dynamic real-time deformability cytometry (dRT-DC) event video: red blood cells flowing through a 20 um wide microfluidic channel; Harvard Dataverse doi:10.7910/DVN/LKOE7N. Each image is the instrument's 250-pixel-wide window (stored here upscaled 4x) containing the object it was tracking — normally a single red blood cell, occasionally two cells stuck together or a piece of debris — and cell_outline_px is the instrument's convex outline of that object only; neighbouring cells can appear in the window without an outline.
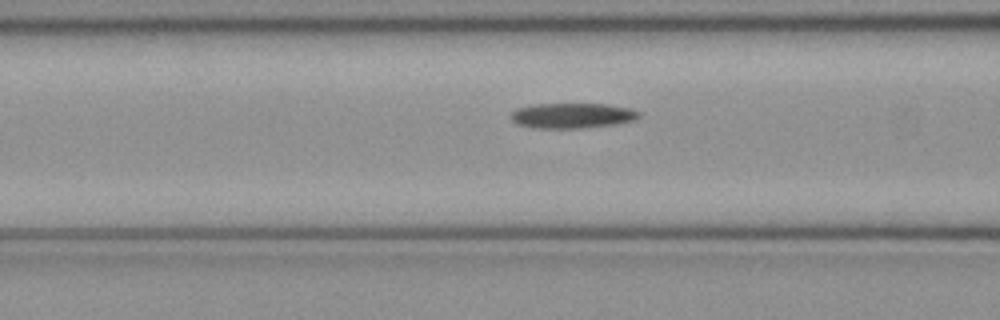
{"species": "common noctule bat (a hibernating species)", "species_latin": "Nyctalus noctula", "temperature_condition": "cold", "stored_images_in_passage": 46, "camera_frame_rate_fps": 3000, "um_per_image_px": 0.085, "animal": {"sex": "female", "body_mass_g": 21.9}, "frame": {"image": 1, "passage_image": 15, "time_ms": 4.667, "image_size_px": [1000, 320], "cell_outline_px": [[640, 116], [636, 120], [616, 124], [584, 128], [532, 128], [516, 124], [508, 116], [516, 108], [532, 104], [608, 104], [632, 108], [640, 112]], "centroid_in_image_um": [48.63, 9.83], "position_along_channel_um": 118.0, "area_um2": 19.19}}
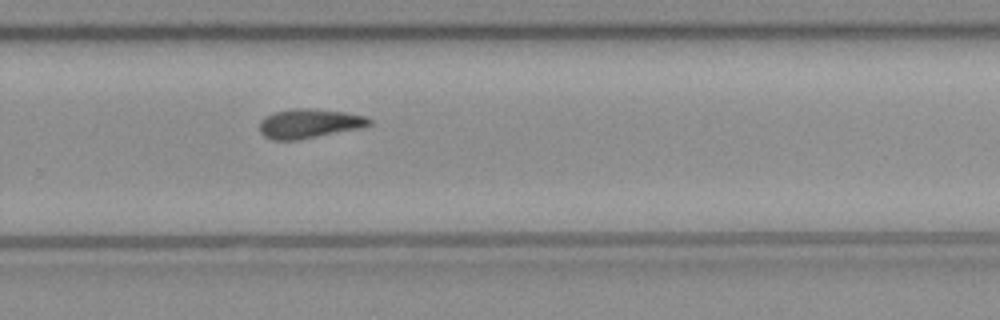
{"frame": {"image": 2, "passage_image": 29, "time_ms": 9.333, "image_size_px": [1000, 320], "cell_outline_px": [[372, 124], [360, 128], [296, 140], [272, 140], [264, 136], [260, 132], [260, 120], [264, 116], [276, 112], [292, 108], [308, 108], [344, 112], [368, 116], [372, 120]], "centroid_in_image_um": [26.28, 10.49], "position_along_channel_um": 303.5, "area_um2": 18.73}}
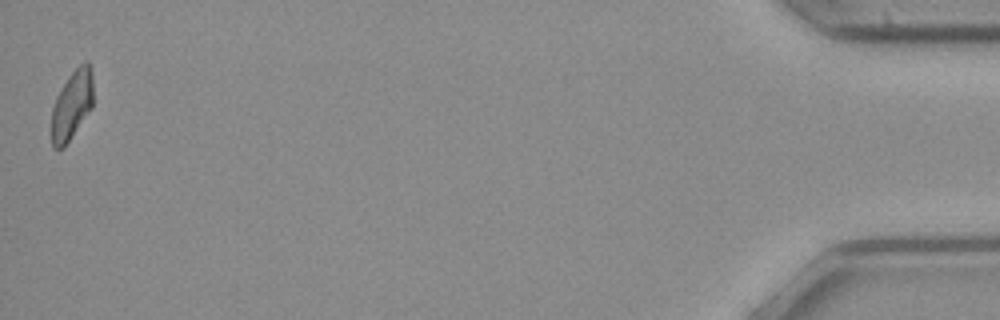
{"frame": {"image": 3, "passage_image": 46, "time_ms": 15.0, "image_size_px": [1000, 320], "cell_outline_px": [[92, 108], [64, 148], [52, 148], [52, 108], [56, 96], [68, 76], [84, 60], [88, 60], [92, 76]], "centroid_in_image_um": [6.11, 8.93], "position_along_channel_um": 429.1, "area_um2": 16.76}}